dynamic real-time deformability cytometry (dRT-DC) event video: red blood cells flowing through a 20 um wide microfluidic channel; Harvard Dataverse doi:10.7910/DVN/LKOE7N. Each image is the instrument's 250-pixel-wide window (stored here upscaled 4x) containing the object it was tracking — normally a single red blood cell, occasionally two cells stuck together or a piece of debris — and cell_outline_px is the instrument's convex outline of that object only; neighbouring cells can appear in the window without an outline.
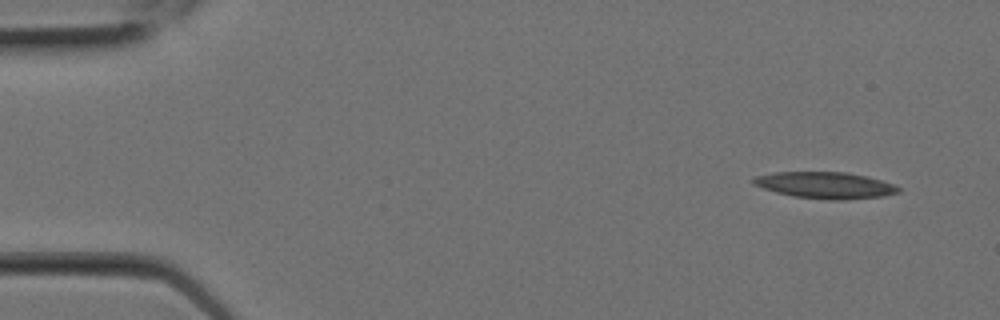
{"species": "Egyptian fruit bat (a non-hibernating species)", "species_latin": "Rousettus aegyptiacus", "temperature_condition": "room temperature", "stored_images_in_passage": 8, "camera_frame_rate_fps": 3000, "um_per_image_px": 0.085, "animal": {"sex": "female"}, "frame": {"image": 1, "passage_image": 1, "time_ms": 0.0, "image_size_px": [1000, 320], "cell_outline_px": [[900, 192], [884, 196], [844, 200], [828, 200], [792, 196], [776, 192], [752, 184], [752, 180], [756, 176], [772, 172], [848, 172], [868, 176], [892, 184], [900, 188]], "centroid_in_image_um": [70.15, 15.74], "position_along_channel_um": 14.9, "area_um2": 22.48}}
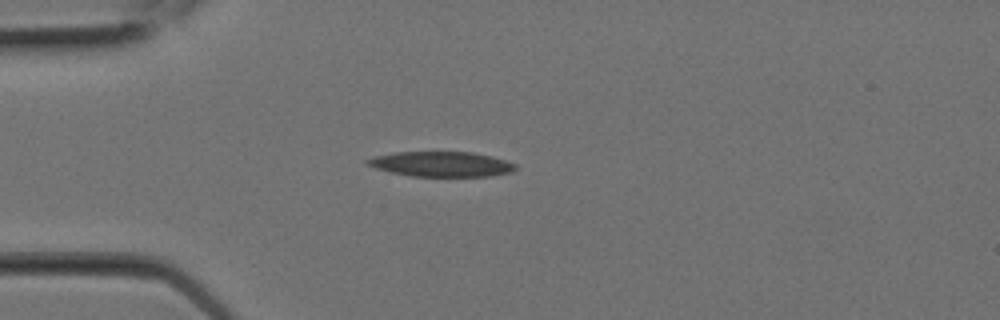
{"frame": {"image": 2, "passage_image": 5, "time_ms": 1.333, "image_size_px": [1000, 320], "cell_outline_px": [[516, 168], [512, 172], [488, 176], [412, 176], [388, 172], [364, 164], [364, 160], [376, 156], [396, 152], [472, 152], [492, 156], [516, 164]], "centroid_in_image_um": [37.48, 13.95], "position_along_channel_um": 47.5, "area_um2": 21.62}}
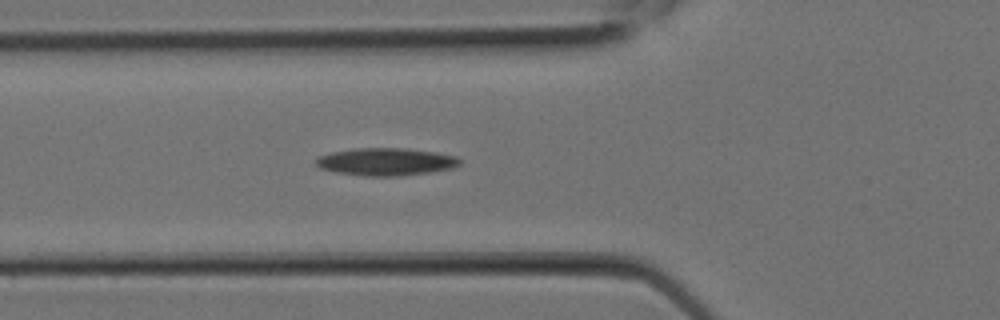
{"frame": {"image": 3, "passage_image": 7, "time_ms": 2.0, "image_size_px": [1000, 320], "cell_outline_px": [[464, 160], [460, 164], [452, 168], [428, 172], [400, 176], [364, 176], [336, 172], [320, 168], [316, 164], [316, 156], [332, 152], [352, 148], [404, 148], [436, 152], [456, 156]], "centroid_in_image_um": [32.8, 13.74], "position_along_channel_um": 93.0, "area_um2": 23.24}}